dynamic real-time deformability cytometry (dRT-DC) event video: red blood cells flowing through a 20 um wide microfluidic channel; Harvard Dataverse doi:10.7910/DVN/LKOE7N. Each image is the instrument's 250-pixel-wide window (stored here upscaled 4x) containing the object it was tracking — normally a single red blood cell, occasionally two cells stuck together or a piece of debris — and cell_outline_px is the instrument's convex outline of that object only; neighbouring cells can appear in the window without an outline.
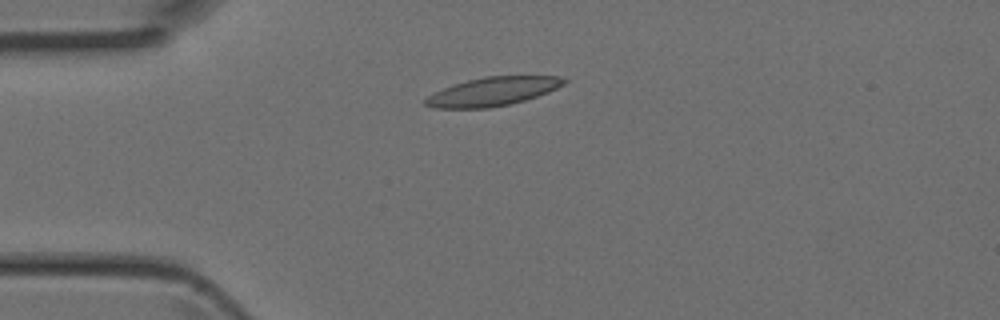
{"species": "Egyptian fruit bat (a non-hibernating species)", "species_latin": "Rousettus aegyptiacus", "temperature_condition": "room temperature", "stored_images_in_passage": 2, "camera_frame_rate_fps": 3000, "um_per_image_px": 0.085, "animal": {"sex": "female"}, "frame": {"image": 1, "passage_image": 1, "time_ms": 0.0, "image_size_px": [1000, 320], "cell_outline_px": [[568, 80], [564, 84], [548, 92], [524, 100], [508, 104], [488, 108], [432, 108], [424, 104], [424, 100], [428, 96], [444, 88], [468, 80], [484, 76], [560, 76]], "centroid_in_image_um": [41.88, 7.77], "position_along_channel_um": 43.1, "area_um2": 22.83}}